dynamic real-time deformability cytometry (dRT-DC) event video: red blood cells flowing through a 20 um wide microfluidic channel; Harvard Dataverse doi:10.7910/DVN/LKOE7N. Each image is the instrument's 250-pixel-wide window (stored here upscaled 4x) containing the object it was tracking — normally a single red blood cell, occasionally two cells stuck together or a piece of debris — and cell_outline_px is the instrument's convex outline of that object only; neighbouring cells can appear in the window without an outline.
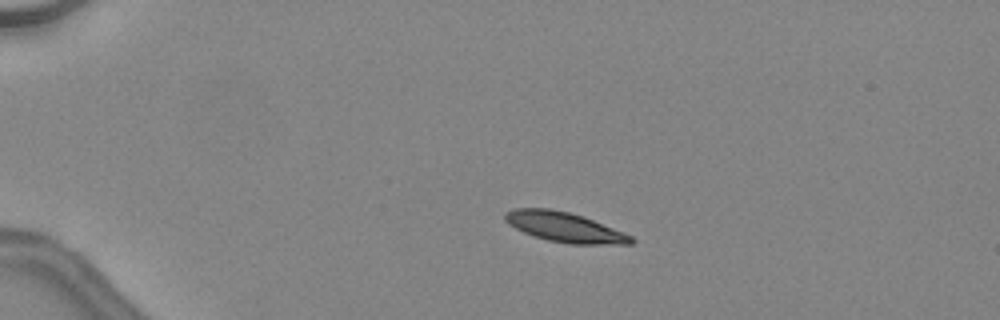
{"species": "common noctule bat (a hibernating species)", "species_latin": "Nyctalus noctula", "temperature_condition": "warm", "stored_images_in_passage": 47, "camera_frame_rate_fps": 3000, "um_per_image_px": 0.085, "animal": {"sex": "female", "body_mass_g": 24.6, "forearm_length_mm": 56.2}, "frame": {"image": 1, "passage_image": 11, "time_ms": 3.333, "image_size_px": [1000, 320], "cell_outline_px": [[636, 240], [632, 244], [568, 244], [548, 240], [524, 232], [508, 224], [504, 220], [504, 212], [512, 208], [548, 208], [568, 212], [592, 220], [632, 236]], "centroid_in_image_um": [47.95, 19.3], "position_along_channel_um": 37.1, "area_um2": 21.68}}
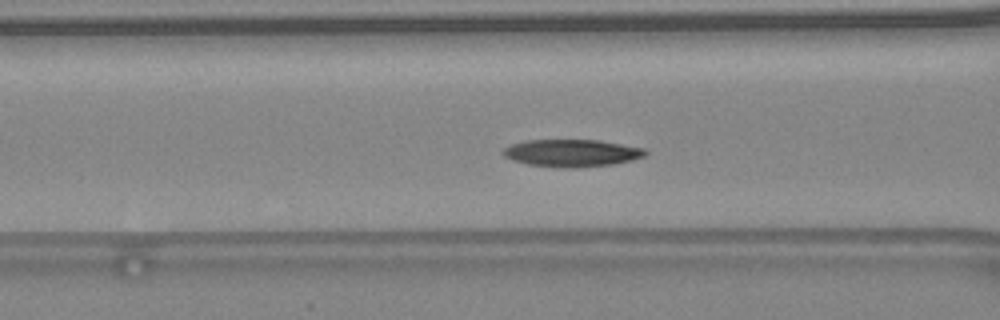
{"frame": {"image": 2, "passage_image": 21, "time_ms": 6.667, "image_size_px": [1000, 320], "cell_outline_px": [[648, 152], [644, 156], [632, 160], [612, 164], [576, 168], [568, 168], [528, 164], [512, 160], [504, 156], [500, 152], [504, 148], [512, 144], [524, 140], [600, 140], [644, 148]], "centroid_in_image_um": [48.59, 13.0], "position_along_channel_um": 118.0, "area_um2": 22.66}}
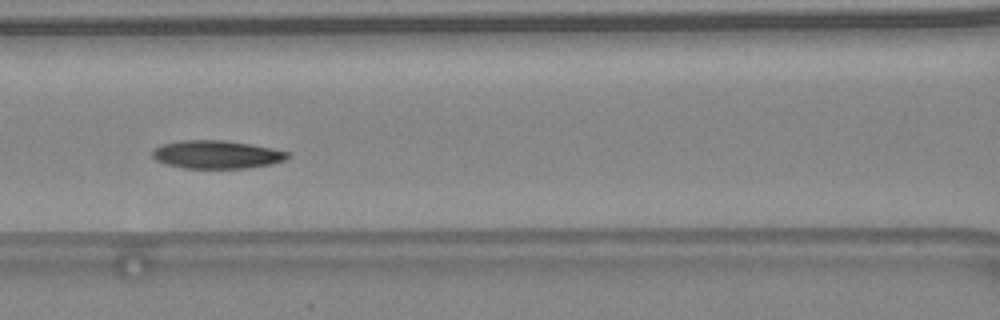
{"frame": {"image": 3, "passage_image": 23, "time_ms": 7.333, "image_size_px": [1000, 320], "cell_outline_px": [[292, 156], [284, 160], [272, 164], [248, 168], [184, 168], [168, 164], [156, 160], [152, 156], [152, 152], [160, 144], [180, 140], [224, 140], [272, 148], [288, 152]], "centroid_in_image_um": [18.43, 13.13], "position_along_channel_um": 148.2, "area_um2": 22.14}, "authors_computed_cell_mechanics": {"area_um2": 21.7906, "velocity_mm_per_s": 4.4702, "shape_relaxation_time_tau1_ms": 3.4629, "shape_relaxation_time_tau2_ms": null, "deformation_change_tau1": 0.1036, "deformation_change_tau2": null}}